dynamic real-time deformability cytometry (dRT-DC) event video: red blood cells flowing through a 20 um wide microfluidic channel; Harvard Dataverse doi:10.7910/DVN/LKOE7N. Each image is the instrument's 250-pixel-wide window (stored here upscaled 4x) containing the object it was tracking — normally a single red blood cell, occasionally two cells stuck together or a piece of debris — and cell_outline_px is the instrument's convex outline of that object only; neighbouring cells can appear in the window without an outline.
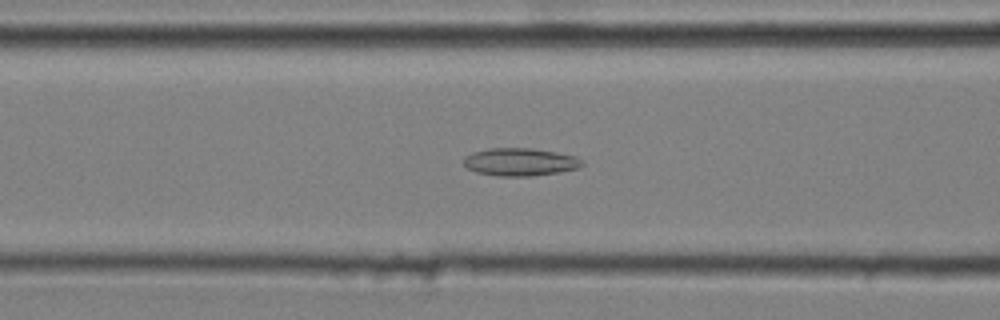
{"species": "common noctule bat (a hibernating species)", "species_latin": "Nyctalus noctula", "temperature_condition": "cold", "stored_images_in_passage": 53, "camera_frame_rate_fps": 3000, "um_per_image_px": 0.085, "animal": {"sex": "male", "body_mass_g": 20.4}, "frame": {"image": 1, "passage_image": 22, "time_ms": 7.0, "image_size_px": [1000, 320], "cell_outline_px": [[584, 164], [580, 168], [560, 172], [532, 176], [496, 176], [476, 172], [468, 168], [464, 164], [464, 156], [472, 152], [488, 148], [532, 148], [556, 152], [576, 156], [584, 160]], "centroid_in_image_um": [44.24, 13.76], "position_along_channel_um": 122.4, "area_um2": 19.42}}
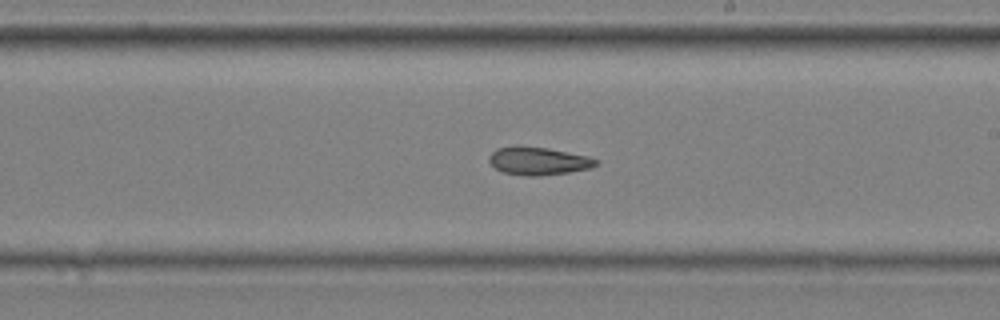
{"frame": {"image": 2, "passage_image": 32, "time_ms": 10.333, "image_size_px": [1000, 320], "cell_outline_px": [[600, 164], [592, 168], [568, 172], [540, 176], [528, 176], [504, 172], [496, 168], [488, 160], [488, 156], [496, 148], [548, 148], [588, 156], [600, 160]], "centroid_in_image_um": [45.85, 13.71], "position_along_channel_um": 243.2, "area_um2": 16.99}}
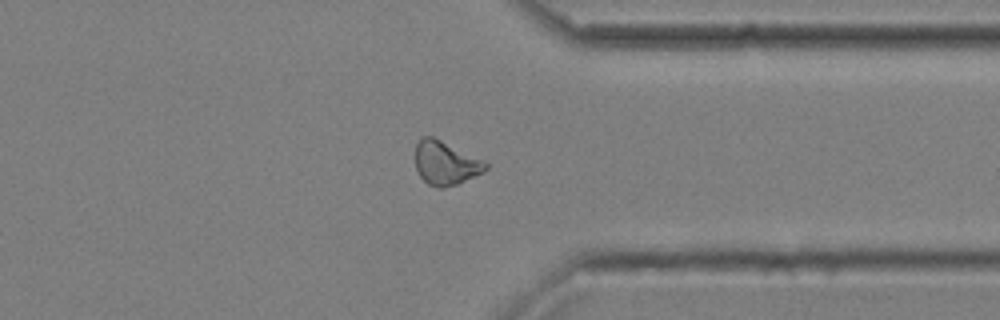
{"frame": {"image": 3, "passage_image": 43, "time_ms": 14.0, "image_size_px": [1000, 320], "cell_outline_px": [[488, 168], [484, 172], [456, 184], [444, 188], [440, 188], [428, 184], [420, 176], [416, 168], [416, 144], [420, 136], [432, 136], [488, 164]], "centroid_in_image_um": [37.83, 13.87], "position_along_channel_um": 373.6, "area_um2": 17.46}, "authors_computed_cell_mechanics": {"area_um2": 18.6116, "velocity_mm_per_s": 3.635, "shape_relaxation_time_tau1_ms": null, "shape_relaxation_time_tau2_ms": 5.6315, "deformation_change_tau1": null, "deformation_change_tau2": 0.1255}}